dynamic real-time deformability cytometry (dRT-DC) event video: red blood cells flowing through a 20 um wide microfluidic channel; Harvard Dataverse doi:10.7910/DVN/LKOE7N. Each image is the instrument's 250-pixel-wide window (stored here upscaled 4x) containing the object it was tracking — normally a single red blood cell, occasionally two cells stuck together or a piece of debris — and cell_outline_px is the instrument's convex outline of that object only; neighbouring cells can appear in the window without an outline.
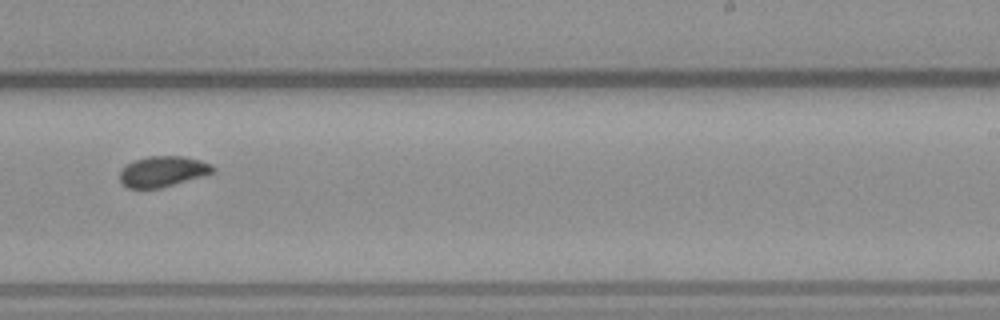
{"species": "common noctule bat (a hibernating species)", "species_latin": "Nyctalus noctula", "temperature_condition": "warm", "stored_images_in_passage": 8, "camera_frame_rate_fps": 3000, "um_per_image_px": 0.085, "animal": {"sex": "male", "body_mass_g": 23.1, "forearm_length_mm": 52.7}, "frame": {"image": 1, "passage_image": 8, "time_ms": 9.0, "image_size_px": [1000, 320], "cell_outline_px": [[216, 172], [160, 188], [128, 188], [120, 180], [120, 168], [132, 160], [148, 156], [184, 156], [200, 160], [212, 164], [216, 168]], "centroid_in_image_um": [13.84, 14.55], "position_along_channel_um": 275.2, "area_um2": 16.76}}